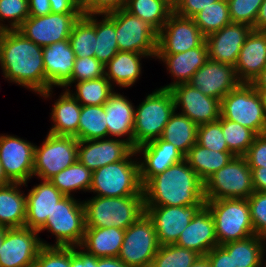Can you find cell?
Instances as JSON below:
<instances>
[{
	"mask_svg": "<svg viewBox=\"0 0 266 267\" xmlns=\"http://www.w3.org/2000/svg\"><path fill=\"white\" fill-rule=\"evenodd\" d=\"M0 67L11 83L30 89L41 97H52L53 89L45 78L42 47L17 30L0 33ZM52 92V93H51Z\"/></svg>",
	"mask_w": 266,
	"mask_h": 267,
	"instance_id": "cell-1",
	"label": "cell"
},
{
	"mask_svg": "<svg viewBox=\"0 0 266 267\" xmlns=\"http://www.w3.org/2000/svg\"><path fill=\"white\" fill-rule=\"evenodd\" d=\"M145 206L204 205V183L186 159L152 177L144 186Z\"/></svg>",
	"mask_w": 266,
	"mask_h": 267,
	"instance_id": "cell-2",
	"label": "cell"
},
{
	"mask_svg": "<svg viewBox=\"0 0 266 267\" xmlns=\"http://www.w3.org/2000/svg\"><path fill=\"white\" fill-rule=\"evenodd\" d=\"M86 227H116L126 230L145 214L144 192L135 196L83 200Z\"/></svg>",
	"mask_w": 266,
	"mask_h": 267,
	"instance_id": "cell-3",
	"label": "cell"
},
{
	"mask_svg": "<svg viewBox=\"0 0 266 267\" xmlns=\"http://www.w3.org/2000/svg\"><path fill=\"white\" fill-rule=\"evenodd\" d=\"M135 149L124 159L92 172L90 192L100 197L135 196L143 191ZM135 157V158H134ZM134 158V159H132Z\"/></svg>",
	"mask_w": 266,
	"mask_h": 267,
	"instance_id": "cell-4",
	"label": "cell"
},
{
	"mask_svg": "<svg viewBox=\"0 0 266 267\" xmlns=\"http://www.w3.org/2000/svg\"><path fill=\"white\" fill-rule=\"evenodd\" d=\"M174 111V100L169 89L159 88L148 94L135 107L134 149L160 138Z\"/></svg>",
	"mask_w": 266,
	"mask_h": 267,
	"instance_id": "cell-5",
	"label": "cell"
},
{
	"mask_svg": "<svg viewBox=\"0 0 266 267\" xmlns=\"http://www.w3.org/2000/svg\"><path fill=\"white\" fill-rule=\"evenodd\" d=\"M214 220L218 245L255 235L247 199L205 200Z\"/></svg>",
	"mask_w": 266,
	"mask_h": 267,
	"instance_id": "cell-6",
	"label": "cell"
},
{
	"mask_svg": "<svg viewBox=\"0 0 266 267\" xmlns=\"http://www.w3.org/2000/svg\"><path fill=\"white\" fill-rule=\"evenodd\" d=\"M85 229L83 202L73 196H64L55 204L51 216L38 232L47 230L55 236V244L49 246L80 247Z\"/></svg>",
	"mask_w": 266,
	"mask_h": 267,
	"instance_id": "cell-7",
	"label": "cell"
},
{
	"mask_svg": "<svg viewBox=\"0 0 266 267\" xmlns=\"http://www.w3.org/2000/svg\"><path fill=\"white\" fill-rule=\"evenodd\" d=\"M253 192L251 169L243 156H235L204 182L205 200L248 199Z\"/></svg>",
	"mask_w": 266,
	"mask_h": 267,
	"instance_id": "cell-8",
	"label": "cell"
},
{
	"mask_svg": "<svg viewBox=\"0 0 266 267\" xmlns=\"http://www.w3.org/2000/svg\"><path fill=\"white\" fill-rule=\"evenodd\" d=\"M221 117L253 130L266 133V113L260 97L250 83H240L220 101Z\"/></svg>",
	"mask_w": 266,
	"mask_h": 267,
	"instance_id": "cell-9",
	"label": "cell"
},
{
	"mask_svg": "<svg viewBox=\"0 0 266 267\" xmlns=\"http://www.w3.org/2000/svg\"><path fill=\"white\" fill-rule=\"evenodd\" d=\"M78 140L73 136L47 134L41 146L35 145L33 176L50 180L77 161Z\"/></svg>",
	"mask_w": 266,
	"mask_h": 267,
	"instance_id": "cell-10",
	"label": "cell"
},
{
	"mask_svg": "<svg viewBox=\"0 0 266 267\" xmlns=\"http://www.w3.org/2000/svg\"><path fill=\"white\" fill-rule=\"evenodd\" d=\"M114 23L119 51L146 54L155 59L158 32L125 9L106 14Z\"/></svg>",
	"mask_w": 266,
	"mask_h": 267,
	"instance_id": "cell-11",
	"label": "cell"
},
{
	"mask_svg": "<svg viewBox=\"0 0 266 267\" xmlns=\"http://www.w3.org/2000/svg\"><path fill=\"white\" fill-rule=\"evenodd\" d=\"M159 247L154 224L145 213L125 230L118 258L129 267H151Z\"/></svg>",
	"mask_w": 266,
	"mask_h": 267,
	"instance_id": "cell-12",
	"label": "cell"
},
{
	"mask_svg": "<svg viewBox=\"0 0 266 267\" xmlns=\"http://www.w3.org/2000/svg\"><path fill=\"white\" fill-rule=\"evenodd\" d=\"M39 232L28 227L9 228L0 243V267H33L42 246Z\"/></svg>",
	"mask_w": 266,
	"mask_h": 267,
	"instance_id": "cell-13",
	"label": "cell"
},
{
	"mask_svg": "<svg viewBox=\"0 0 266 267\" xmlns=\"http://www.w3.org/2000/svg\"><path fill=\"white\" fill-rule=\"evenodd\" d=\"M83 13H49L29 16L16 30L40 47L49 46L70 37L74 23Z\"/></svg>",
	"mask_w": 266,
	"mask_h": 267,
	"instance_id": "cell-14",
	"label": "cell"
},
{
	"mask_svg": "<svg viewBox=\"0 0 266 267\" xmlns=\"http://www.w3.org/2000/svg\"><path fill=\"white\" fill-rule=\"evenodd\" d=\"M35 144L14 135L0 134V162L12 183H23L33 177Z\"/></svg>",
	"mask_w": 266,
	"mask_h": 267,
	"instance_id": "cell-15",
	"label": "cell"
},
{
	"mask_svg": "<svg viewBox=\"0 0 266 267\" xmlns=\"http://www.w3.org/2000/svg\"><path fill=\"white\" fill-rule=\"evenodd\" d=\"M205 36L193 18L181 17L174 12L157 35L156 54H177L200 46Z\"/></svg>",
	"mask_w": 266,
	"mask_h": 267,
	"instance_id": "cell-16",
	"label": "cell"
},
{
	"mask_svg": "<svg viewBox=\"0 0 266 267\" xmlns=\"http://www.w3.org/2000/svg\"><path fill=\"white\" fill-rule=\"evenodd\" d=\"M175 111L187 116L196 125L218 121L221 116L220 100L205 95L189 83H180L169 88Z\"/></svg>",
	"mask_w": 266,
	"mask_h": 267,
	"instance_id": "cell-17",
	"label": "cell"
},
{
	"mask_svg": "<svg viewBox=\"0 0 266 267\" xmlns=\"http://www.w3.org/2000/svg\"><path fill=\"white\" fill-rule=\"evenodd\" d=\"M202 206H145V213L154 224L159 245L175 244Z\"/></svg>",
	"mask_w": 266,
	"mask_h": 267,
	"instance_id": "cell-18",
	"label": "cell"
},
{
	"mask_svg": "<svg viewBox=\"0 0 266 267\" xmlns=\"http://www.w3.org/2000/svg\"><path fill=\"white\" fill-rule=\"evenodd\" d=\"M134 148L123 138L78 140L77 160L90 171L124 160Z\"/></svg>",
	"mask_w": 266,
	"mask_h": 267,
	"instance_id": "cell-19",
	"label": "cell"
},
{
	"mask_svg": "<svg viewBox=\"0 0 266 267\" xmlns=\"http://www.w3.org/2000/svg\"><path fill=\"white\" fill-rule=\"evenodd\" d=\"M188 83L201 93L221 101L241 82L237 78L234 66L208 59Z\"/></svg>",
	"mask_w": 266,
	"mask_h": 267,
	"instance_id": "cell-20",
	"label": "cell"
},
{
	"mask_svg": "<svg viewBox=\"0 0 266 267\" xmlns=\"http://www.w3.org/2000/svg\"><path fill=\"white\" fill-rule=\"evenodd\" d=\"M139 159L140 181L144 186L152 177L167 170L171 165L176 164L185 156L170 142L161 138L147 142L135 149Z\"/></svg>",
	"mask_w": 266,
	"mask_h": 267,
	"instance_id": "cell-21",
	"label": "cell"
},
{
	"mask_svg": "<svg viewBox=\"0 0 266 267\" xmlns=\"http://www.w3.org/2000/svg\"><path fill=\"white\" fill-rule=\"evenodd\" d=\"M251 30L252 28L246 24L231 22L221 30L208 35L205 38L208 58L235 66L240 50Z\"/></svg>",
	"mask_w": 266,
	"mask_h": 267,
	"instance_id": "cell-22",
	"label": "cell"
},
{
	"mask_svg": "<svg viewBox=\"0 0 266 267\" xmlns=\"http://www.w3.org/2000/svg\"><path fill=\"white\" fill-rule=\"evenodd\" d=\"M175 245L194 250L201 256H205L211 249L218 246L213 216L206 204L197 211Z\"/></svg>",
	"mask_w": 266,
	"mask_h": 267,
	"instance_id": "cell-23",
	"label": "cell"
},
{
	"mask_svg": "<svg viewBox=\"0 0 266 267\" xmlns=\"http://www.w3.org/2000/svg\"><path fill=\"white\" fill-rule=\"evenodd\" d=\"M45 78L49 90L53 87H65L71 81L76 60L69 40H62L42 48Z\"/></svg>",
	"mask_w": 266,
	"mask_h": 267,
	"instance_id": "cell-24",
	"label": "cell"
},
{
	"mask_svg": "<svg viewBox=\"0 0 266 267\" xmlns=\"http://www.w3.org/2000/svg\"><path fill=\"white\" fill-rule=\"evenodd\" d=\"M26 195L25 227L39 231L64 195L49 181L41 180Z\"/></svg>",
	"mask_w": 266,
	"mask_h": 267,
	"instance_id": "cell-25",
	"label": "cell"
},
{
	"mask_svg": "<svg viewBox=\"0 0 266 267\" xmlns=\"http://www.w3.org/2000/svg\"><path fill=\"white\" fill-rule=\"evenodd\" d=\"M234 67L241 83H251L266 67V31H250Z\"/></svg>",
	"mask_w": 266,
	"mask_h": 267,
	"instance_id": "cell-26",
	"label": "cell"
},
{
	"mask_svg": "<svg viewBox=\"0 0 266 267\" xmlns=\"http://www.w3.org/2000/svg\"><path fill=\"white\" fill-rule=\"evenodd\" d=\"M159 59L166 65L173 82L160 88L169 89L170 87L188 83L193 74L202 67L208 58V49L204 41L200 46L177 54H156L155 60Z\"/></svg>",
	"mask_w": 266,
	"mask_h": 267,
	"instance_id": "cell-27",
	"label": "cell"
},
{
	"mask_svg": "<svg viewBox=\"0 0 266 267\" xmlns=\"http://www.w3.org/2000/svg\"><path fill=\"white\" fill-rule=\"evenodd\" d=\"M103 107L106 113L108 138L127 136L125 140L134 148L135 106L133 103L126 96L115 91Z\"/></svg>",
	"mask_w": 266,
	"mask_h": 267,
	"instance_id": "cell-28",
	"label": "cell"
},
{
	"mask_svg": "<svg viewBox=\"0 0 266 267\" xmlns=\"http://www.w3.org/2000/svg\"><path fill=\"white\" fill-rule=\"evenodd\" d=\"M125 230L116 227H86L80 248L97 258L118 257Z\"/></svg>",
	"mask_w": 266,
	"mask_h": 267,
	"instance_id": "cell-29",
	"label": "cell"
},
{
	"mask_svg": "<svg viewBox=\"0 0 266 267\" xmlns=\"http://www.w3.org/2000/svg\"><path fill=\"white\" fill-rule=\"evenodd\" d=\"M52 105V127L49 134L56 136H73L78 140L79 117L81 104L65 90Z\"/></svg>",
	"mask_w": 266,
	"mask_h": 267,
	"instance_id": "cell-30",
	"label": "cell"
},
{
	"mask_svg": "<svg viewBox=\"0 0 266 267\" xmlns=\"http://www.w3.org/2000/svg\"><path fill=\"white\" fill-rule=\"evenodd\" d=\"M142 58H149L146 54L118 51L105 65V77L120 88L132 87L142 74Z\"/></svg>",
	"mask_w": 266,
	"mask_h": 267,
	"instance_id": "cell-31",
	"label": "cell"
},
{
	"mask_svg": "<svg viewBox=\"0 0 266 267\" xmlns=\"http://www.w3.org/2000/svg\"><path fill=\"white\" fill-rule=\"evenodd\" d=\"M23 183L0 187V225L8 228L25 227L26 194L21 192Z\"/></svg>",
	"mask_w": 266,
	"mask_h": 267,
	"instance_id": "cell-32",
	"label": "cell"
},
{
	"mask_svg": "<svg viewBox=\"0 0 266 267\" xmlns=\"http://www.w3.org/2000/svg\"><path fill=\"white\" fill-rule=\"evenodd\" d=\"M228 254H232L235 267H263L266 254V238L252 235L246 239L227 242L220 245Z\"/></svg>",
	"mask_w": 266,
	"mask_h": 267,
	"instance_id": "cell-33",
	"label": "cell"
},
{
	"mask_svg": "<svg viewBox=\"0 0 266 267\" xmlns=\"http://www.w3.org/2000/svg\"><path fill=\"white\" fill-rule=\"evenodd\" d=\"M234 157L230 151H213L195 143L185 159L204 183L213 173L228 164Z\"/></svg>",
	"mask_w": 266,
	"mask_h": 267,
	"instance_id": "cell-34",
	"label": "cell"
},
{
	"mask_svg": "<svg viewBox=\"0 0 266 267\" xmlns=\"http://www.w3.org/2000/svg\"><path fill=\"white\" fill-rule=\"evenodd\" d=\"M198 125L187 116L174 111L164 127L162 140L172 143L186 156L190 148L197 142Z\"/></svg>",
	"mask_w": 266,
	"mask_h": 267,
	"instance_id": "cell-35",
	"label": "cell"
},
{
	"mask_svg": "<svg viewBox=\"0 0 266 267\" xmlns=\"http://www.w3.org/2000/svg\"><path fill=\"white\" fill-rule=\"evenodd\" d=\"M133 16H136L150 24L157 32L161 30L165 22L173 13L172 0H127L124 8Z\"/></svg>",
	"mask_w": 266,
	"mask_h": 267,
	"instance_id": "cell-36",
	"label": "cell"
},
{
	"mask_svg": "<svg viewBox=\"0 0 266 267\" xmlns=\"http://www.w3.org/2000/svg\"><path fill=\"white\" fill-rule=\"evenodd\" d=\"M97 16L99 14H83L74 23L68 40L76 58L94 57Z\"/></svg>",
	"mask_w": 266,
	"mask_h": 267,
	"instance_id": "cell-37",
	"label": "cell"
},
{
	"mask_svg": "<svg viewBox=\"0 0 266 267\" xmlns=\"http://www.w3.org/2000/svg\"><path fill=\"white\" fill-rule=\"evenodd\" d=\"M92 171L78 160L71 166L60 171L49 181L64 195L74 196L76 190L89 192L91 188Z\"/></svg>",
	"mask_w": 266,
	"mask_h": 267,
	"instance_id": "cell-38",
	"label": "cell"
},
{
	"mask_svg": "<svg viewBox=\"0 0 266 267\" xmlns=\"http://www.w3.org/2000/svg\"><path fill=\"white\" fill-rule=\"evenodd\" d=\"M106 113L103 105H81L78 126V140L108 138Z\"/></svg>",
	"mask_w": 266,
	"mask_h": 267,
	"instance_id": "cell-39",
	"label": "cell"
},
{
	"mask_svg": "<svg viewBox=\"0 0 266 267\" xmlns=\"http://www.w3.org/2000/svg\"><path fill=\"white\" fill-rule=\"evenodd\" d=\"M75 92L69 89L70 94L85 106L103 105L115 92L113 85L105 77L93 80H85L75 83Z\"/></svg>",
	"mask_w": 266,
	"mask_h": 267,
	"instance_id": "cell-40",
	"label": "cell"
},
{
	"mask_svg": "<svg viewBox=\"0 0 266 267\" xmlns=\"http://www.w3.org/2000/svg\"><path fill=\"white\" fill-rule=\"evenodd\" d=\"M102 16V20L96 18V48L94 57L106 65L119 51L115 23L106 15Z\"/></svg>",
	"mask_w": 266,
	"mask_h": 267,
	"instance_id": "cell-41",
	"label": "cell"
},
{
	"mask_svg": "<svg viewBox=\"0 0 266 267\" xmlns=\"http://www.w3.org/2000/svg\"><path fill=\"white\" fill-rule=\"evenodd\" d=\"M193 20L205 37L221 30L231 23L227 0H217L210 4V6L198 12Z\"/></svg>",
	"mask_w": 266,
	"mask_h": 267,
	"instance_id": "cell-42",
	"label": "cell"
},
{
	"mask_svg": "<svg viewBox=\"0 0 266 267\" xmlns=\"http://www.w3.org/2000/svg\"><path fill=\"white\" fill-rule=\"evenodd\" d=\"M224 139L234 156H244L257 134L248 127L221 117Z\"/></svg>",
	"mask_w": 266,
	"mask_h": 267,
	"instance_id": "cell-43",
	"label": "cell"
},
{
	"mask_svg": "<svg viewBox=\"0 0 266 267\" xmlns=\"http://www.w3.org/2000/svg\"><path fill=\"white\" fill-rule=\"evenodd\" d=\"M201 255L175 244L162 245L153 258L151 267H190Z\"/></svg>",
	"mask_w": 266,
	"mask_h": 267,
	"instance_id": "cell-44",
	"label": "cell"
},
{
	"mask_svg": "<svg viewBox=\"0 0 266 267\" xmlns=\"http://www.w3.org/2000/svg\"><path fill=\"white\" fill-rule=\"evenodd\" d=\"M28 17V0H0V25L5 30H16Z\"/></svg>",
	"mask_w": 266,
	"mask_h": 267,
	"instance_id": "cell-45",
	"label": "cell"
},
{
	"mask_svg": "<svg viewBox=\"0 0 266 267\" xmlns=\"http://www.w3.org/2000/svg\"><path fill=\"white\" fill-rule=\"evenodd\" d=\"M105 76V65L95 57L76 58L71 81L64 87L69 90L73 83L98 79Z\"/></svg>",
	"mask_w": 266,
	"mask_h": 267,
	"instance_id": "cell-46",
	"label": "cell"
},
{
	"mask_svg": "<svg viewBox=\"0 0 266 267\" xmlns=\"http://www.w3.org/2000/svg\"><path fill=\"white\" fill-rule=\"evenodd\" d=\"M227 2L231 22L254 27L263 0H227Z\"/></svg>",
	"mask_w": 266,
	"mask_h": 267,
	"instance_id": "cell-47",
	"label": "cell"
},
{
	"mask_svg": "<svg viewBox=\"0 0 266 267\" xmlns=\"http://www.w3.org/2000/svg\"><path fill=\"white\" fill-rule=\"evenodd\" d=\"M196 143L213 151H229L222 132L221 116L218 121L198 126Z\"/></svg>",
	"mask_w": 266,
	"mask_h": 267,
	"instance_id": "cell-48",
	"label": "cell"
},
{
	"mask_svg": "<svg viewBox=\"0 0 266 267\" xmlns=\"http://www.w3.org/2000/svg\"><path fill=\"white\" fill-rule=\"evenodd\" d=\"M33 267H71V247L42 246Z\"/></svg>",
	"mask_w": 266,
	"mask_h": 267,
	"instance_id": "cell-49",
	"label": "cell"
},
{
	"mask_svg": "<svg viewBox=\"0 0 266 267\" xmlns=\"http://www.w3.org/2000/svg\"><path fill=\"white\" fill-rule=\"evenodd\" d=\"M247 200L255 235L266 238V193L254 191Z\"/></svg>",
	"mask_w": 266,
	"mask_h": 267,
	"instance_id": "cell-50",
	"label": "cell"
},
{
	"mask_svg": "<svg viewBox=\"0 0 266 267\" xmlns=\"http://www.w3.org/2000/svg\"><path fill=\"white\" fill-rule=\"evenodd\" d=\"M127 0H81L83 14H107L124 9Z\"/></svg>",
	"mask_w": 266,
	"mask_h": 267,
	"instance_id": "cell-51",
	"label": "cell"
},
{
	"mask_svg": "<svg viewBox=\"0 0 266 267\" xmlns=\"http://www.w3.org/2000/svg\"><path fill=\"white\" fill-rule=\"evenodd\" d=\"M243 157L250 168H266V133L255 137L253 144Z\"/></svg>",
	"mask_w": 266,
	"mask_h": 267,
	"instance_id": "cell-52",
	"label": "cell"
},
{
	"mask_svg": "<svg viewBox=\"0 0 266 267\" xmlns=\"http://www.w3.org/2000/svg\"><path fill=\"white\" fill-rule=\"evenodd\" d=\"M217 0H174L173 12L181 17L193 18L198 12Z\"/></svg>",
	"mask_w": 266,
	"mask_h": 267,
	"instance_id": "cell-53",
	"label": "cell"
},
{
	"mask_svg": "<svg viewBox=\"0 0 266 267\" xmlns=\"http://www.w3.org/2000/svg\"><path fill=\"white\" fill-rule=\"evenodd\" d=\"M205 256L212 267H235L232 254H228L220 245L215 246Z\"/></svg>",
	"mask_w": 266,
	"mask_h": 267,
	"instance_id": "cell-54",
	"label": "cell"
},
{
	"mask_svg": "<svg viewBox=\"0 0 266 267\" xmlns=\"http://www.w3.org/2000/svg\"><path fill=\"white\" fill-rule=\"evenodd\" d=\"M96 262L97 257L87 254L80 247H71V267H95Z\"/></svg>",
	"mask_w": 266,
	"mask_h": 267,
	"instance_id": "cell-55",
	"label": "cell"
},
{
	"mask_svg": "<svg viewBox=\"0 0 266 267\" xmlns=\"http://www.w3.org/2000/svg\"><path fill=\"white\" fill-rule=\"evenodd\" d=\"M51 13H82L79 0H49Z\"/></svg>",
	"mask_w": 266,
	"mask_h": 267,
	"instance_id": "cell-56",
	"label": "cell"
},
{
	"mask_svg": "<svg viewBox=\"0 0 266 267\" xmlns=\"http://www.w3.org/2000/svg\"><path fill=\"white\" fill-rule=\"evenodd\" d=\"M29 16L40 17L51 13L49 0H28Z\"/></svg>",
	"mask_w": 266,
	"mask_h": 267,
	"instance_id": "cell-57",
	"label": "cell"
},
{
	"mask_svg": "<svg viewBox=\"0 0 266 267\" xmlns=\"http://www.w3.org/2000/svg\"><path fill=\"white\" fill-rule=\"evenodd\" d=\"M254 191L266 193V168H250Z\"/></svg>",
	"mask_w": 266,
	"mask_h": 267,
	"instance_id": "cell-58",
	"label": "cell"
},
{
	"mask_svg": "<svg viewBox=\"0 0 266 267\" xmlns=\"http://www.w3.org/2000/svg\"><path fill=\"white\" fill-rule=\"evenodd\" d=\"M252 29L257 31H266V0H263L260 6L255 25Z\"/></svg>",
	"mask_w": 266,
	"mask_h": 267,
	"instance_id": "cell-59",
	"label": "cell"
},
{
	"mask_svg": "<svg viewBox=\"0 0 266 267\" xmlns=\"http://www.w3.org/2000/svg\"><path fill=\"white\" fill-rule=\"evenodd\" d=\"M95 267H129L126 266L118 257L97 258Z\"/></svg>",
	"mask_w": 266,
	"mask_h": 267,
	"instance_id": "cell-60",
	"label": "cell"
},
{
	"mask_svg": "<svg viewBox=\"0 0 266 267\" xmlns=\"http://www.w3.org/2000/svg\"><path fill=\"white\" fill-rule=\"evenodd\" d=\"M253 87H266V67L250 83Z\"/></svg>",
	"mask_w": 266,
	"mask_h": 267,
	"instance_id": "cell-61",
	"label": "cell"
},
{
	"mask_svg": "<svg viewBox=\"0 0 266 267\" xmlns=\"http://www.w3.org/2000/svg\"><path fill=\"white\" fill-rule=\"evenodd\" d=\"M190 267H212L206 256H200Z\"/></svg>",
	"mask_w": 266,
	"mask_h": 267,
	"instance_id": "cell-62",
	"label": "cell"
},
{
	"mask_svg": "<svg viewBox=\"0 0 266 267\" xmlns=\"http://www.w3.org/2000/svg\"><path fill=\"white\" fill-rule=\"evenodd\" d=\"M254 88L260 97L261 104H262L264 111L266 113V87H254Z\"/></svg>",
	"mask_w": 266,
	"mask_h": 267,
	"instance_id": "cell-63",
	"label": "cell"
},
{
	"mask_svg": "<svg viewBox=\"0 0 266 267\" xmlns=\"http://www.w3.org/2000/svg\"><path fill=\"white\" fill-rule=\"evenodd\" d=\"M12 182L7 178L3 166L0 162V187L11 184Z\"/></svg>",
	"mask_w": 266,
	"mask_h": 267,
	"instance_id": "cell-64",
	"label": "cell"
},
{
	"mask_svg": "<svg viewBox=\"0 0 266 267\" xmlns=\"http://www.w3.org/2000/svg\"><path fill=\"white\" fill-rule=\"evenodd\" d=\"M8 229H9L8 227L0 225V243L4 240Z\"/></svg>",
	"mask_w": 266,
	"mask_h": 267,
	"instance_id": "cell-65",
	"label": "cell"
},
{
	"mask_svg": "<svg viewBox=\"0 0 266 267\" xmlns=\"http://www.w3.org/2000/svg\"><path fill=\"white\" fill-rule=\"evenodd\" d=\"M5 31V29L0 25V33Z\"/></svg>",
	"mask_w": 266,
	"mask_h": 267,
	"instance_id": "cell-66",
	"label": "cell"
}]
</instances>
